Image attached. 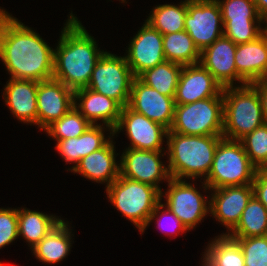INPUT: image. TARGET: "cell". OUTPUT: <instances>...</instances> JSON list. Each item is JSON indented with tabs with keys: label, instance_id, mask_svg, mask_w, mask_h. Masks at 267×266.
I'll return each instance as SVG.
<instances>
[{
	"label": "cell",
	"instance_id": "1",
	"mask_svg": "<svg viewBox=\"0 0 267 266\" xmlns=\"http://www.w3.org/2000/svg\"><path fill=\"white\" fill-rule=\"evenodd\" d=\"M0 58L13 79L38 82L53 79V48L1 8Z\"/></svg>",
	"mask_w": 267,
	"mask_h": 266
},
{
	"label": "cell",
	"instance_id": "2",
	"mask_svg": "<svg viewBox=\"0 0 267 266\" xmlns=\"http://www.w3.org/2000/svg\"><path fill=\"white\" fill-rule=\"evenodd\" d=\"M65 25L54 49L53 79L76 91L87 87L104 50L98 49L95 39L72 13Z\"/></svg>",
	"mask_w": 267,
	"mask_h": 266
},
{
	"label": "cell",
	"instance_id": "3",
	"mask_svg": "<svg viewBox=\"0 0 267 266\" xmlns=\"http://www.w3.org/2000/svg\"><path fill=\"white\" fill-rule=\"evenodd\" d=\"M223 135H182L168 130V171L171 178L208 176L214 154Z\"/></svg>",
	"mask_w": 267,
	"mask_h": 266
},
{
	"label": "cell",
	"instance_id": "4",
	"mask_svg": "<svg viewBox=\"0 0 267 266\" xmlns=\"http://www.w3.org/2000/svg\"><path fill=\"white\" fill-rule=\"evenodd\" d=\"M106 192L110 202L140 232H144L164 208L161 203L163 195L157 188L121 175L107 187Z\"/></svg>",
	"mask_w": 267,
	"mask_h": 266
},
{
	"label": "cell",
	"instance_id": "5",
	"mask_svg": "<svg viewBox=\"0 0 267 266\" xmlns=\"http://www.w3.org/2000/svg\"><path fill=\"white\" fill-rule=\"evenodd\" d=\"M223 138L240 140L265 123L258 91L251 85L225 87Z\"/></svg>",
	"mask_w": 267,
	"mask_h": 266
},
{
	"label": "cell",
	"instance_id": "6",
	"mask_svg": "<svg viewBox=\"0 0 267 266\" xmlns=\"http://www.w3.org/2000/svg\"><path fill=\"white\" fill-rule=\"evenodd\" d=\"M257 170L240 141L222 138L203 188L212 190L226 186L252 185Z\"/></svg>",
	"mask_w": 267,
	"mask_h": 266
},
{
	"label": "cell",
	"instance_id": "7",
	"mask_svg": "<svg viewBox=\"0 0 267 266\" xmlns=\"http://www.w3.org/2000/svg\"><path fill=\"white\" fill-rule=\"evenodd\" d=\"M169 130L182 135H222L223 96L175 105L174 120Z\"/></svg>",
	"mask_w": 267,
	"mask_h": 266
},
{
	"label": "cell",
	"instance_id": "8",
	"mask_svg": "<svg viewBox=\"0 0 267 266\" xmlns=\"http://www.w3.org/2000/svg\"><path fill=\"white\" fill-rule=\"evenodd\" d=\"M134 76L126 58L104 52L97 61L87 88L128 105Z\"/></svg>",
	"mask_w": 267,
	"mask_h": 266
},
{
	"label": "cell",
	"instance_id": "9",
	"mask_svg": "<svg viewBox=\"0 0 267 266\" xmlns=\"http://www.w3.org/2000/svg\"><path fill=\"white\" fill-rule=\"evenodd\" d=\"M216 1L221 10L223 35L236 45L249 43L262 34V18L254 0Z\"/></svg>",
	"mask_w": 267,
	"mask_h": 266
},
{
	"label": "cell",
	"instance_id": "10",
	"mask_svg": "<svg viewBox=\"0 0 267 266\" xmlns=\"http://www.w3.org/2000/svg\"><path fill=\"white\" fill-rule=\"evenodd\" d=\"M221 28H220V26ZM185 31L202 52L223 36V22L216 0H187Z\"/></svg>",
	"mask_w": 267,
	"mask_h": 266
},
{
	"label": "cell",
	"instance_id": "11",
	"mask_svg": "<svg viewBox=\"0 0 267 266\" xmlns=\"http://www.w3.org/2000/svg\"><path fill=\"white\" fill-rule=\"evenodd\" d=\"M185 182V179L176 178L168 181L164 206L191 230L210 212V205L207 206L208 198L202 196L191 183Z\"/></svg>",
	"mask_w": 267,
	"mask_h": 266
},
{
	"label": "cell",
	"instance_id": "12",
	"mask_svg": "<svg viewBox=\"0 0 267 266\" xmlns=\"http://www.w3.org/2000/svg\"><path fill=\"white\" fill-rule=\"evenodd\" d=\"M161 152L132 148L125 149L122 156H120V175L127 179L153 186L163 194L158 183L163 179L168 182L171 177L168 167L160 161V157L165 155Z\"/></svg>",
	"mask_w": 267,
	"mask_h": 266
},
{
	"label": "cell",
	"instance_id": "13",
	"mask_svg": "<svg viewBox=\"0 0 267 266\" xmlns=\"http://www.w3.org/2000/svg\"><path fill=\"white\" fill-rule=\"evenodd\" d=\"M126 128V135L131 141L128 148L146 151H162L163 137H167L168 129L163 125L148 119L146 116L131 110L128 106L122 108L113 135ZM120 130V131H119Z\"/></svg>",
	"mask_w": 267,
	"mask_h": 266
},
{
	"label": "cell",
	"instance_id": "14",
	"mask_svg": "<svg viewBox=\"0 0 267 266\" xmlns=\"http://www.w3.org/2000/svg\"><path fill=\"white\" fill-rule=\"evenodd\" d=\"M131 110L163 125L168 130L174 120L175 100L173 97L159 93L157 90L134 77L127 105Z\"/></svg>",
	"mask_w": 267,
	"mask_h": 266
},
{
	"label": "cell",
	"instance_id": "15",
	"mask_svg": "<svg viewBox=\"0 0 267 266\" xmlns=\"http://www.w3.org/2000/svg\"><path fill=\"white\" fill-rule=\"evenodd\" d=\"M125 56L134 77L166 61L163 35L147 22L131 40Z\"/></svg>",
	"mask_w": 267,
	"mask_h": 266
},
{
	"label": "cell",
	"instance_id": "16",
	"mask_svg": "<svg viewBox=\"0 0 267 266\" xmlns=\"http://www.w3.org/2000/svg\"><path fill=\"white\" fill-rule=\"evenodd\" d=\"M222 90V86L200 63L183 66L176 88L175 105L223 96Z\"/></svg>",
	"mask_w": 267,
	"mask_h": 266
},
{
	"label": "cell",
	"instance_id": "17",
	"mask_svg": "<svg viewBox=\"0 0 267 266\" xmlns=\"http://www.w3.org/2000/svg\"><path fill=\"white\" fill-rule=\"evenodd\" d=\"M74 106V91L62 82L49 79L38 82L37 125L45 129Z\"/></svg>",
	"mask_w": 267,
	"mask_h": 266
},
{
	"label": "cell",
	"instance_id": "18",
	"mask_svg": "<svg viewBox=\"0 0 267 266\" xmlns=\"http://www.w3.org/2000/svg\"><path fill=\"white\" fill-rule=\"evenodd\" d=\"M237 45L224 35L201 52L200 64L207 69L222 86L233 87L234 81L247 83L238 75L235 65Z\"/></svg>",
	"mask_w": 267,
	"mask_h": 266
},
{
	"label": "cell",
	"instance_id": "19",
	"mask_svg": "<svg viewBox=\"0 0 267 266\" xmlns=\"http://www.w3.org/2000/svg\"><path fill=\"white\" fill-rule=\"evenodd\" d=\"M212 190L214 192L208 201L210 214L227 227L229 234V231L237 226L243 210L253 196V187L252 185L226 186Z\"/></svg>",
	"mask_w": 267,
	"mask_h": 266
},
{
	"label": "cell",
	"instance_id": "20",
	"mask_svg": "<svg viewBox=\"0 0 267 266\" xmlns=\"http://www.w3.org/2000/svg\"><path fill=\"white\" fill-rule=\"evenodd\" d=\"M74 107L92 125H97V120H102L110 130V136H114L113 129L123 108L117 101L86 87L74 91Z\"/></svg>",
	"mask_w": 267,
	"mask_h": 266
},
{
	"label": "cell",
	"instance_id": "21",
	"mask_svg": "<svg viewBox=\"0 0 267 266\" xmlns=\"http://www.w3.org/2000/svg\"><path fill=\"white\" fill-rule=\"evenodd\" d=\"M37 90L35 80L11 78L5 85L3 98L20 122L37 125Z\"/></svg>",
	"mask_w": 267,
	"mask_h": 266
},
{
	"label": "cell",
	"instance_id": "22",
	"mask_svg": "<svg viewBox=\"0 0 267 266\" xmlns=\"http://www.w3.org/2000/svg\"><path fill=\"white\" fill-rule=\"evenodd\" d=\"M114 147L113 141L109 140L102 148L88 154L69 170L97 183H106L108 187L120 176V163L115 161Z\"/></svg>",
	"mask_w": 267,
	"mask_h": 266
},
{
	"label": "cell",
	"instance_id": "23",
	"mask_svg": "<svg viewBox=\"0 0 267 266\" xmlns=\"http://www.w3.org/2000/svg\"><path fill=\"white\" fill-rule=\"evenodd\" d=\"M234 59L238 75L247 84L260 81L267 71V39L261 34L249 43L237 44Z\"/></svg>",
	"mask_w": 267,
	"mask_h": 266
},
{
	"label": "cell",
	"instance_id": "24",
	"mask_svg": "<svg viewBox=\"0 0 267 266\" xmlns=\"http://www.w3.org/2000/svg\"><path fill=\"white\" fill-rule=\"evenodd\" d=\"M104 125H90L79 137L59 140L56 149L65 162L76 165L88 154L102 148L111 138H105Z\"/></svg>",
	"mask_w": 267,
	"mask_h": 266
},
{
	"label": "cell",
	"instance_id": "25",
	"mask_svg": "<svg viewBox=\"0 0 267 266\" xmlns=\"http://www.w3.org/2000/svg\"><path fill=\"white\" fill-rule=\"evenodd\" d=\"M68 224L62 220L39 243L30 248L39 261L56 264L69 254L72 232L69 231Z\"/></svg>",
	"mask_w": 267,
	"mask_h": 266
},
{
	"label": "cell",
	"instance_id": "26",
	"mask_svg": "<svg viewBox=\"0 0 267 266\" xmlns=\"http://www.w3.org/2000/svg\"><path fill=\"white\" fill-rule=\"evenodd\" d=\"M62 219L42 212L23 208L18 210V236H21L33 248L39 243Z\"/></svg>",
	"mask_w": 267,
	"mask_h": 266
},
{
	"label": "cell",
	"instance_id": "27",
	"mask_svg": "<svg viewBox=\"0 0 267 266\" xmlns=\"http://www.w3.org/2000/svg\"><path fill=\"white\" fill-rule=\"evenodd\" d=\"M206 248L203 266H245L241 247L227 234L216 237Z\"/></svg>",
	"mask_w": 267,
	"mask_h": 266
},
{
	"label": "cell",
	"instance_id": "28",
	"mask_svg": "<svg viewBox=\"0 0 267 266\" xmlns=\"http://www.w3.org/2000/svg\"><path fill=\"white\" fill-rule=\"evenodd\" d=\"M163 49L166 61L182 66L200 63L201 52L185 30L164 34Z\"/></svg>",
	"mask_w": 267,
	"mask_h": 266
},
{
	"label": "cell",
	"instance_id": "29",
	"mask_svg": "<svg viewBox=\"0 0 267 266\" xmlns=\"http://www.w3.org/2000/svg\"><path fill=\"white\" fill-rule=\"evenodd\" d=\"M230 233L227 235L232 238L267 235V208L254 195L243 210L237 226Z\"/></svg>",
	"mask_w": 267,
	"mask_h": 266
},
{
	"label": "cell",
	"instance_id": "30",
	"mask_svg": "<svg viewBox=\"0 0 267 266\" xmlns=\"http://www.w3.org/2000/svg\"><path fill=\"white\" fill-rule=\"evenodd\" d=\"M182 65L164 61L145 70L138 78L159 93L175 98L176 88Z\"/></svg>",
	"mask_w": 267,
	"mask_h": 266
},
{
	"label": "cell",
	"instance_id": "31",
	"mask_svg": "<svg viewBox=\"0 0 267 266\" xmlns=\"http://www.w3.org/2000/svg\"><path fill=\"white\" fill-rule=\"evenodd\" d=\"M147 22L152 28L158 30L162 35L184 31V21L187 14V0L181 1L180 5H159L151 11Z\"/></svg>",
	"mask_w": 267,
	"mask_h": 266
},
{
	"label": "cell",
	"instance_id": "32",
	"mask_svg": "<svg viewBox=\"0 0 267 266\" xmlns=\"http://www.w3.org/2000/svg\"><path fill=\"white\" fill-rule=\"evenodd\" d=\"M90 125L91 123L73 106L63 117L47 126L44 131L59 141L79 137Z\"/></svg>",
	"mask_w": 267,
	"mask_h": 266
},
{
	"label": "cell",
	"instance_id": "33",
	"mask_svg": "<svg viewBox=\"0 0 267 266\" xmlns=\"http://www.w3.org/2000/svg\"><path fill=\"white\" fill-rule=\"evenodd\" d=\"M257 169L267 168V123L239 140Z\"/></svg>",
	"mask_w": 267,
	"mask_h": 266
},
{
	"label": "cell",
	"instance_id": "34",
	"mask_svg": "<svg viewBox=\"0 0 267 266\" xmlns=\"http://www.w3.org/2000/svg\"><path fill=\"white\" fill-rule=\"evenodd\" d=\"M234 239L243 251L245 266H267V235Z\"/></svg>",
	"mask_w": 267,
	"mask_h": 266
},
{
	"label": "cell",
	"instance_id": "35",
	"mask_svg": "<svg viewBox=\"0 0 267 266\" xmlns=\"http://www.w3.org/2000/svg\"><path fill=\"white\" fill-rule=\"evenodd\" d=\"M18 238V209L0 208V249Z\"/></svg>",
	"mask_w": 267,
	"mask_h": 266
},
{
	"label": "cell",
	"instance_id": "36",
	"mask_svg": "<svg viewBox=\"0 0 267 266\" xmlns=\"http://www.w3.org/2000/svg\"><path fill=\"white\" fill-rule=\"evenodd\" d=\"M252 187L253 195L267 208V168L257 170Z\"/></svg>",
	"mask_w": 267,
	"mask_h": 266
},
{
	"label": "cell",
	"instance_id": "37",
	"mask_svg": "<svg viewBox=\"0 0 267 266\" xmlns=\"http://www.w3.org/2000/svg\"><path fill=\"white\" fill-rule=\"evenodd\" d=\"M162 214H160V216L159 217H161L162 219H164L165 220V218L166 219H168L169 218V220L171 221L170 223H172L173 224V226H172V230H170V233H172V234H174L175 232V234H179V232H186V231H189L187 228H186V226L175 216V214L174 213H172L168 208L167 209H165V210H163L162 212H161ZM165 215V216H164ZM163 216L165 217V218H163ZM163 220V221H164ZM169 220H167V221H169ZM157 222H158V228H161V230L163 231V229H162V227H164V226H162V222H161V219H157ZM160 222V223H159ZM164 223H165V221H164ZM168 224V223H167ZM169 225V224H168ZM162 226V227H161ZM171 226V225H170ZM165 227H166V225H165ZM169 228V227H168ZM174 228V229H173ZM176 228V229H175ZM170 229V228H169ZM164 232H165V230H164ZM168 234L169 232H165V234Z\"/></svg>",
	"mask_w": 267,
	"mask_h": 266
},
{
	"label": "cell",
	"instance_id": "38",
	"mask_svg": "<svg viewBox=\"0 0 267 266\" xmlns=\"http://www.w3.org/2000/svg\"><path fill=\"white\" fill-rule=\"evenodd\" d=\"M257 91L261 100L262 111L265 123H267V86L261 81H257L251 84Z\"/></svg>",
	"mask_w": 267,
	"mask_h": 266
},
{
	"label": "cell",
	"instance_id": "39",
	"mask_svg": "<svg viewBox=\"0 0 267 266\" xmlns=\"http://www.w3.org/2000/svg\"><path fill=\"white\" fill-rule=\"evenodd\" d=\"M257 11L260 17L263 19L267 16V0H254Z\"/></svg>",
	"mask_w": 267,
	"mask_h": 266
},
{
	"label": "cell",
	"instance_id": "40",
	"mask_svg": "<svg viewBox=\"0 0 267 266\" xmlns=\"http://www.w3.org/2000/svg\"><path fill=\"white\" fill-rule=\"evenodd\" d=\"M267 23V16L262 19V23ZM265 28H262V34L267 39V24L264 26Z\"/></svg>",
	"mask_w": 267,
	"mask_h": 266
},
{
	"label": "cell",
	"instance_id": "41",
	"mask_svg": "<svg viewBox=\"0 0 267 266\" xmlns=\"http://www.w3.org/2000/svg\"><path fill=\"white\" fill-rule=\"evenodd\" d=\"M265 86H267V71L260 80Z\"/></svg>",
	"mask_w": 267,
	"mask_h": 266
}]
</instances>
